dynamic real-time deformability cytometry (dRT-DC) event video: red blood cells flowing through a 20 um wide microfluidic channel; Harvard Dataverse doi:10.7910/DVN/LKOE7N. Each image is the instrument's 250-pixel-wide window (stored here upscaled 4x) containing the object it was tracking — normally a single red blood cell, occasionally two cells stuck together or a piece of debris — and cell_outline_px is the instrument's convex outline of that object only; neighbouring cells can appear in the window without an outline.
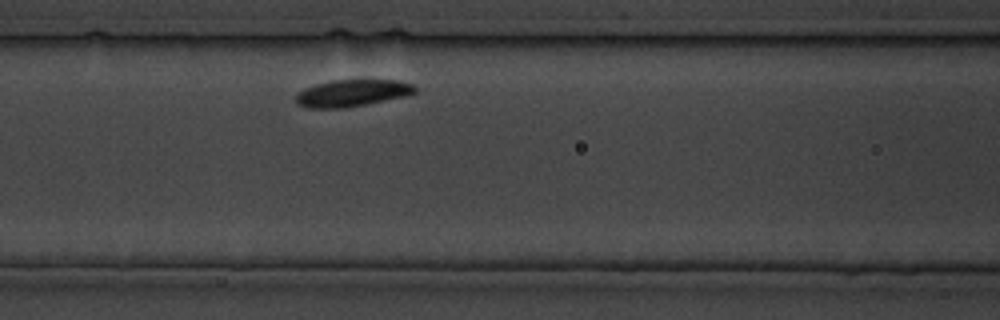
{"species": "common noctule bat (a hibernating species)", "species_latin": "Nyctalus noctula", "temperature_condition": "cold", "stored_images_in_passage": 18, "camera_frame_rate_fps": 3000, "um_per_image_px": 0.085, "animal": {"sex": "male", "body_mass_g": 19.5, "forearm_length_mm": 54.6}, "frame": {"image": 1, "passage_image": 6, "time_ms": 5.667, "image_size_px": [1000, 320], "cell_outline_px": [[416, 92], [408, 96], [344, 108], [308, 108], [296, 104], [296, 92], [304, 88], [316, 84], [332, 80], [400, 80], [412, 84], [416, 88]], "centroid_in_image_um": [29.92, 7.91], "position_along_channel_um": 136.7, "area_um2": 18.84}}
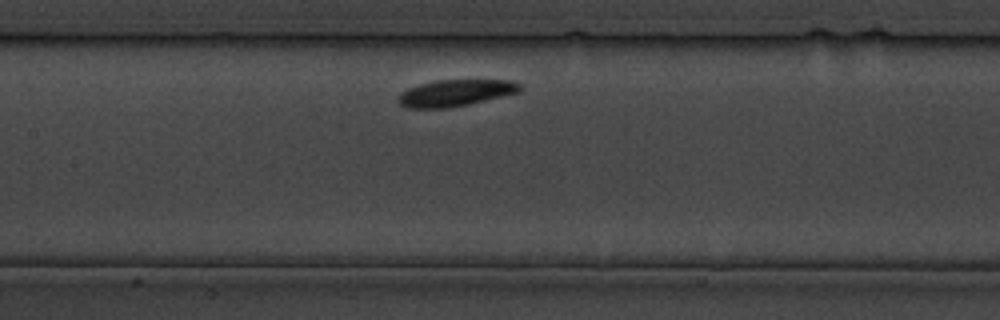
{"frame": {"image": 2, "passage_image": 8, "time_ms": 8.0, "image_size_px": [1000, 320], "cell_outline_px": [[520, 92], [468, 104], [448, 108], [404, 108], [400, 104], [400, 96], [408, 88], [432, 80], [512, 80], [520, 84]], "centroid_in_image_um": [38.73, 7.89], "position_along_channel_um": 168.7, "area_um2": 18.67}}
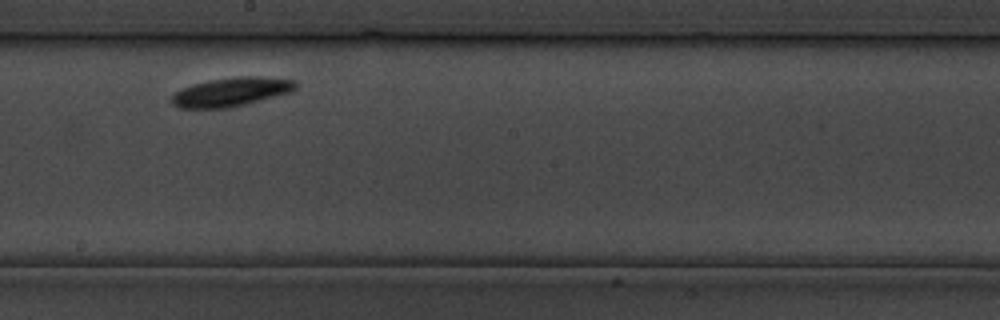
{"frame": {"image": 3, "passage_image": 11, "time_ms": 12.333, "image_size_px": [1000, 320], "cell_outline_px": [[296, 88], [288, 92], [260, 100], [228, 108], [180, 108], [172, 104], [168, 100], [176, 92], [184, 88], [196, 84], [212, 80], [240, 76], [260, 76], [296, 80]], "centroid_in_image_um": [19.63, 7.81], "position_along_channel_um": 228.6, "area_um2": 20.46}}